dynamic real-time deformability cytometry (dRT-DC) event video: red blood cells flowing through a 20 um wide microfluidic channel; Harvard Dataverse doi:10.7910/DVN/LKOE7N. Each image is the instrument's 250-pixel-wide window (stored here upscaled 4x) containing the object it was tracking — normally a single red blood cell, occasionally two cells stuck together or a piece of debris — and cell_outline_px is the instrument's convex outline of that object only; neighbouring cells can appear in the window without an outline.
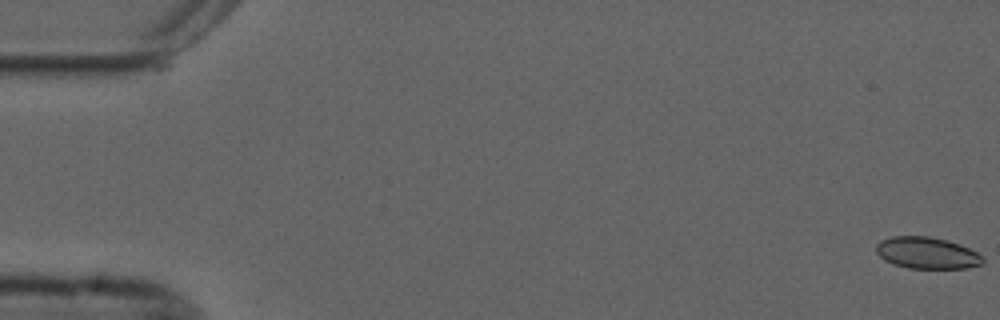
{"species": "common noctule bat (a hibernating species)", "species_latin": "Nyctalus noctula", "temperature_condition": "cold", "stored_images_in_passage": 9, "camera_frame_rate_fps": 3000, "um_per_image_px": 0.085, "animal": {"sex": "male", "forearm_length_mm": 52.5}, "frame": {"image": 1, "passage_image": 1, "time_ms": 0.0, "image_size_px": [1000, 320], "cell_outline_px": [[984, 264], [968, 268], [908, 268], [892, 264], [884, 260], [876, 252], [876, 244], [880, 240], [892, 236], [928, 236], [948, 240], [960, 244], [984, 256]], "centroid_in_image_um": [78.8, 21.5], "position_along_channel_um": 6.2, "area_um2": 19.88}}
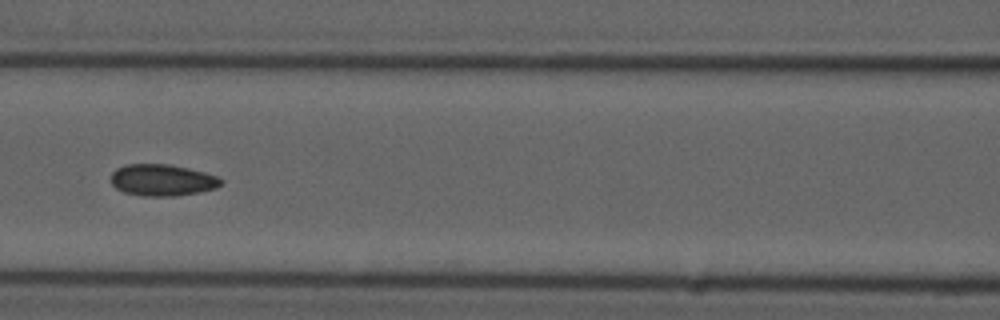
{"frame": {"image": 2, "passage_image": 6, "time_ms": 8.0, "image_size_px": [1000, 320], "cell_outline_px": [[224, 184], [216, 188], [200, 192], [176, 196], [144, 196], [124, 192], [116, 188], [112, 184], [112, 172], [116, 168], [124, 164], [168, 164], [188, 168], [204, 172], [216, 176], [224, 180]], "centroid_in_image_um": [13.82, 15.31], "position_along_channel_um": 152.8, "area_um2": 20.4}}
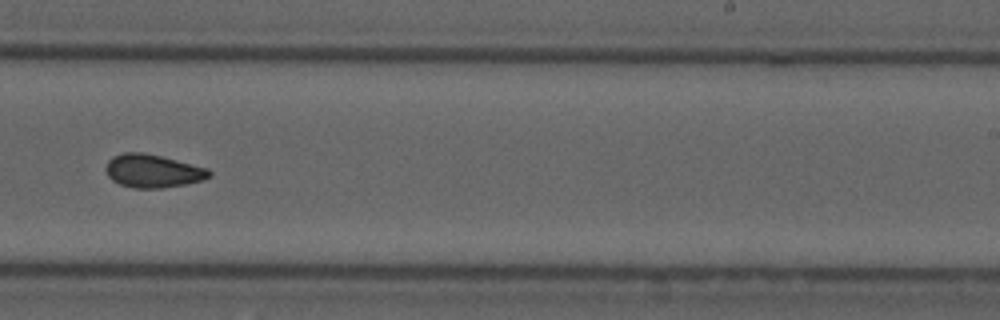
{"frame": {"image": 3, "passage_image": 9, "time_ms": 11.333, "image_size_px": [1000, 320], "cell_outline_px": [[212, 176], [204, 180], [184, 184], [160, 188], [132, 188], [120, 184], [112, 180], [108, 176], [104, 168], [108, 160], [112, 156], [124, 152], [144, 152], [208, 168], [212, 172]], "centroid_in_image_um": [12.97, 14.53], "position_along_channel_um": 276.0, "area_um2": 20.11}}